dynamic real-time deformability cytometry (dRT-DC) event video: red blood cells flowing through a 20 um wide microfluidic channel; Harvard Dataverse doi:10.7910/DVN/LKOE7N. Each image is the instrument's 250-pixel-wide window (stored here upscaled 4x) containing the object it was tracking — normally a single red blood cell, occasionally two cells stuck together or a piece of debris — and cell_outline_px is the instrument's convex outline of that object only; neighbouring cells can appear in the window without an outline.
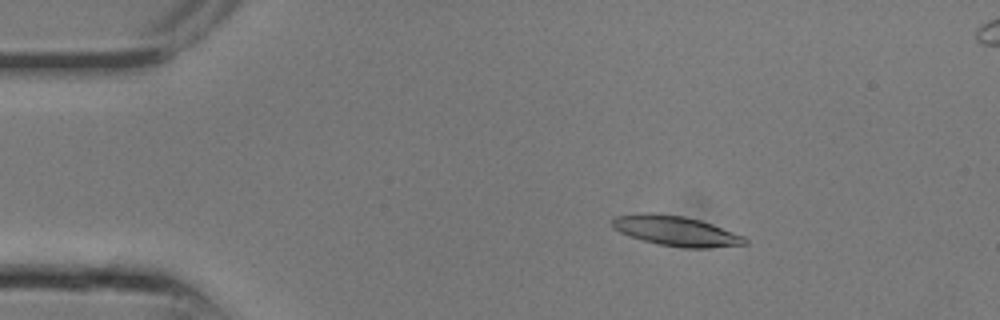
{"species": "common noctule bat (a hibernating species)", "species_latin": "Nyctalus noctula", "temperature_condition": "room temperature", "stored_images_in_passage": 25, "segment_of_instrument_passage": [1, 2], "camera_frame_rate_fps": 3000, "um_per_image_px": 0.085, "animal": {"sex": "male", "body_mass_g": 13.3}, "frame": {"image": 1, "passage_image": 3, "time_ms": 0.667, "image_size_px": [1000, 320], "cell_outline_px": [[748, 244], [708, 248], [684, 248], [656, 244], [628, 236], [612, 228], [608, 220], [612, 216], [640, 212], [652, 212], [684, 216], [700, 220], [712, 224], [744, 236], [748, 240]], "centroid_in_image_um": [57.36, 19.61], "position_along_channel_um": 27.6, "area_um2": 23.76}}
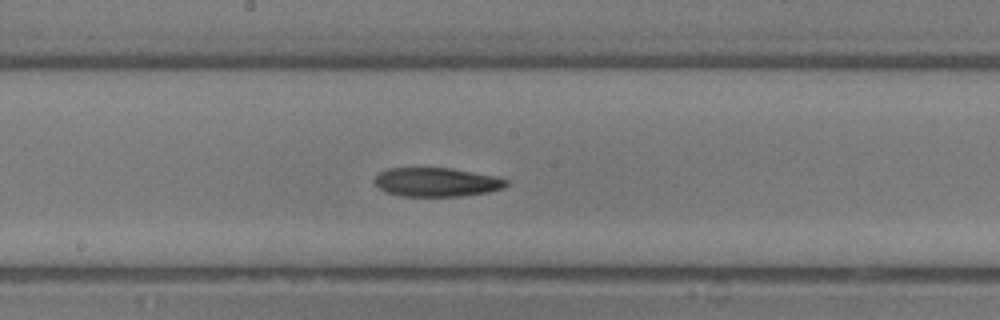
{"frame": {"image": 2, "passage_image": 12, "time_ms": 3.667, "image_size_px": [1000, 320], "cell_outline_px": [[508, 184], [504, 188], [488, 192], [460, 196], [400, 196], [388, 192], [380, 188], [376, 184], [376, 176], [380, 172], [388, 168], [452, 168], [496, 176], [508, 180]], "centroid_in_image_um": [37.15, 15.48], "position_along_channel_um": 211.0, "area_um2": 22.08}}
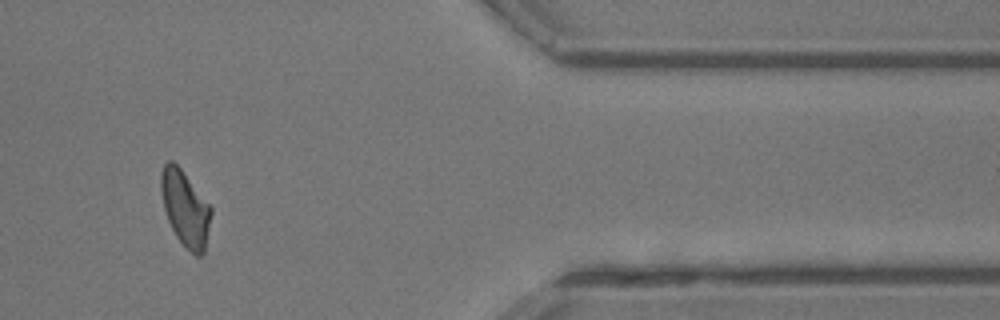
{"frame": {"image": 3, "passage_image": 20, "time_ms": 6.333, "image_size_px": [1000, 320], "cell_outline_px": [[212, 212], [204, 252], [200, 256], [196, 256], [176, 236], [168, 220], [164, 208], [160, 192], [160, 172], [164, 164], [168, 160], [172, 160], [180, 168], [212, 208]], "centroid_in_image_um": [15.72, 17.68], "position_along_channel_um": 395.7, "area_um2": 21.73}}